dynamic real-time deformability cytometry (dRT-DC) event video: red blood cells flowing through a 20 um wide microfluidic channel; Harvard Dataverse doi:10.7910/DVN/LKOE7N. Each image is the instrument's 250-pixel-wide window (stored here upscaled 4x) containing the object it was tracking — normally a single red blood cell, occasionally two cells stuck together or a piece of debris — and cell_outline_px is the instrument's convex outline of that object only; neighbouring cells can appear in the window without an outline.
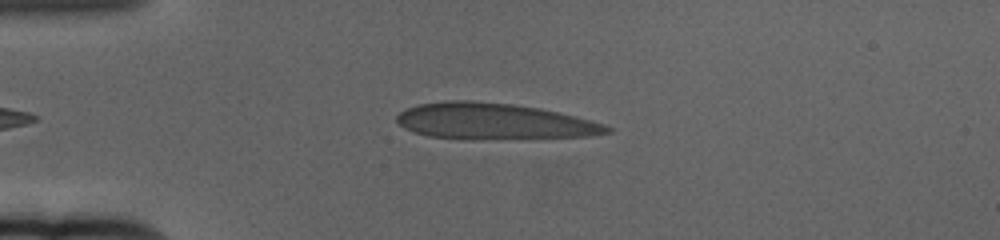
{"species": "human", "species_latin": "Homo sapiens", "temperature_condition": "cold", "stored_images_in_passage": 40, "camera_frame_rate_fps": 3000, "um_per_image_px": 0.085, "donor": {"sex": "female"}, "frame": {"image": 1, "passage_image": 1, "time_ms": 0.0, "image_size_px": [1000, 240], "cell_outline_px": [[612, 132], [588, 136], [472, 140], [468, 140], [428, 136], [412, 132], [404, 128], [396, 120], [396, 116], [400, 112], [408, 108], [420, 104], [444, 100], [472, 100], [512, 104], [540, 108], [576, 116], [604, 124], [612, 128]], "centroid_in_image_um": [41.96, 10.32], "position_along_channel_um": 43.0, "area_um2": 44.62}}
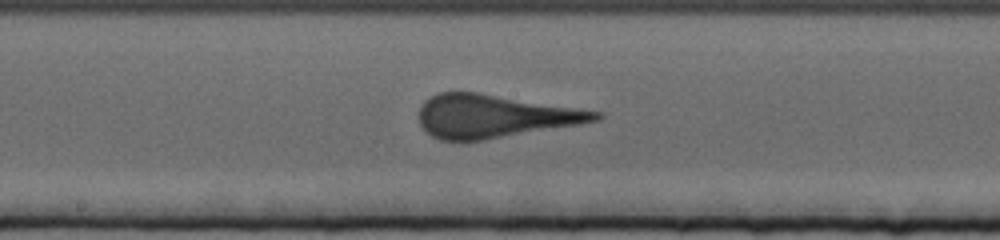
{"frame": {"image": 2, "passage_image": 18, "time_ms": 5.667, "image_size_px": [1000, 240], "cell_outline_px": [[604, 116], [600, 120], [580, 124], [484, 140], [440, 140], [424, 132], [420, 124], [420, 104], [424, 100], [440, 92], [476, 92], [604, 112]], "centroid_in_image_um": [42.01, 9.88], "position_along_channel_um": 206.2, "area_um2": 44.22}}
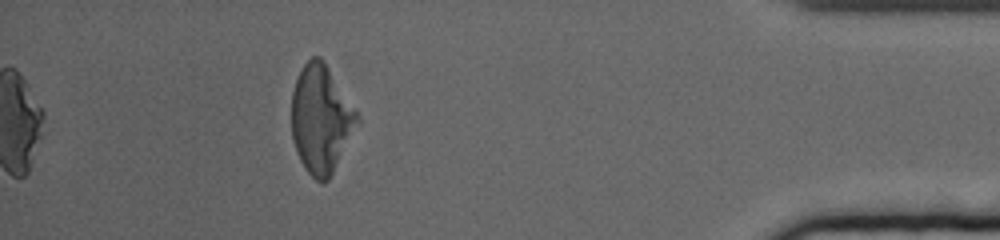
{"frame": {"image": 3, "passage_image": 40, "time_ms": 13.0, "image_size_px": [1000, 240], "cell_outline_px": [[360, 120], [328, 180], [324, 184], [316, 180], [304, 168], [300, 160], [292, 140], [292, 92], [296, 80], [304, 64], [312, 56], [320, 56], [324, 60], [356, 108], [360, 116]], "centroid_in_image_um": [27.29, 10.1], "position_along_channel_um": 407.9, "area_um2": 41.27}}